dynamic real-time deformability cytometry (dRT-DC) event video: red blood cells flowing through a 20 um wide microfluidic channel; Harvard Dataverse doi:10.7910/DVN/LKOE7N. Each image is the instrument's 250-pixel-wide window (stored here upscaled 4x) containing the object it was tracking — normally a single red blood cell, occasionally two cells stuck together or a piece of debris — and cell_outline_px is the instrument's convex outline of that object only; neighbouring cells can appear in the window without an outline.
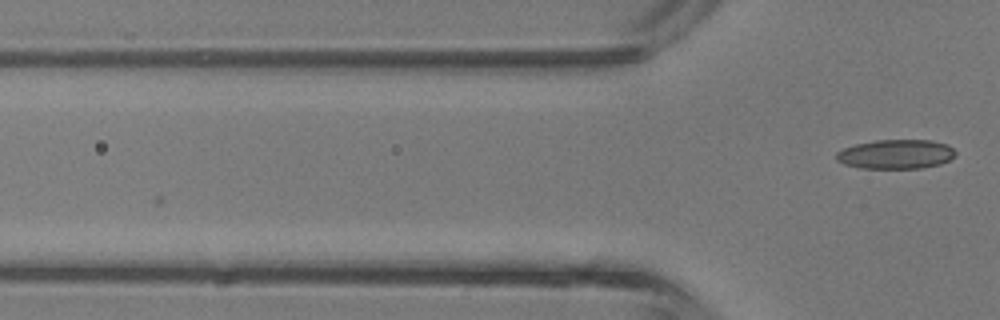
{"species": "common noctule bat (a hibernating species)", "species_latin": "Nyctalus noctula", "temperature_condition": "room temperature", "stored_images_in_passage": 3, "camera_frame_rate_fps": 3000, "um_per_image_px": 0.085, "animal": {"sex": "male", "body_mass_g": 13.3}, "frame": {"image": 1, "passage_image": 3, "time_ms": 0.667, "image_size_px": [1000, 320], "cell_outline_px": [[956, 152], [948, 160], [940, 164], [920, 168], [860, 168], [844, 164], [836, 160], [836, 152], [844, 148], [856, 144], [876, 140], [932, 140], [948, 144]], "centroid_in_image_um": [76.13, 13.1], "position_along_channel_um": 49.7, "area_um2": 20.29}}